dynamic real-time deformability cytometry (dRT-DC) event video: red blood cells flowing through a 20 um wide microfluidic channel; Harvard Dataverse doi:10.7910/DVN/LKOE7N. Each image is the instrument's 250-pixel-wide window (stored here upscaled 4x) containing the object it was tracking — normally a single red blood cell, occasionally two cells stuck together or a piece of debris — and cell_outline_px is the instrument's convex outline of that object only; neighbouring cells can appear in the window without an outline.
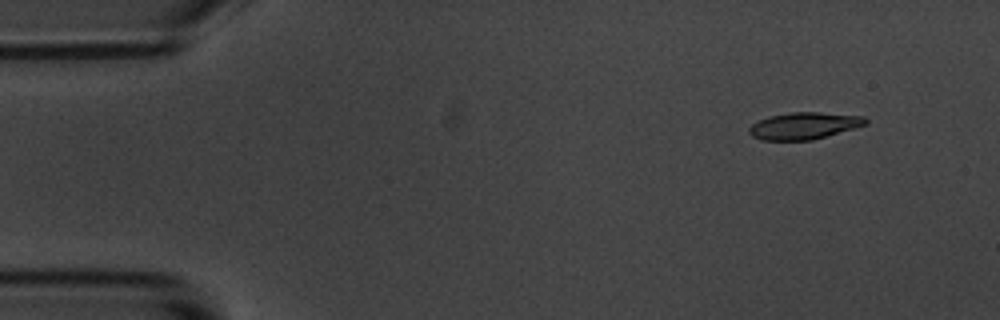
{"species": "common noctule bat (a hibernating species)", "species_latin": "Nyctalus noctula", "temperature_condition": "room temperature", "stored_images_in_passage": 4, "camera_frame_rate_fps": 3000, "um_per_image_px": 0.085, "animal": {"sex": "male", "body_mass_g": 20.1, "forearm_length_mm": 53.5}, "frame": {"image": 1, "passage_image": 1, "time_ms": 0.0, "image_size_px": [1000, 320], "cell_outline_px": [[868, 120], [864, 124], [852, 128], [812, 140], [764, 140], [752, 136], [748, 132], [748, 128], [752, 124], [768, 116], [788, 112], [820, 112], [864, 116]], "centroid_in_image_um": [68.29, 10.68], "position_along_channel_um": 16.7, "area_um2": 18.03}}